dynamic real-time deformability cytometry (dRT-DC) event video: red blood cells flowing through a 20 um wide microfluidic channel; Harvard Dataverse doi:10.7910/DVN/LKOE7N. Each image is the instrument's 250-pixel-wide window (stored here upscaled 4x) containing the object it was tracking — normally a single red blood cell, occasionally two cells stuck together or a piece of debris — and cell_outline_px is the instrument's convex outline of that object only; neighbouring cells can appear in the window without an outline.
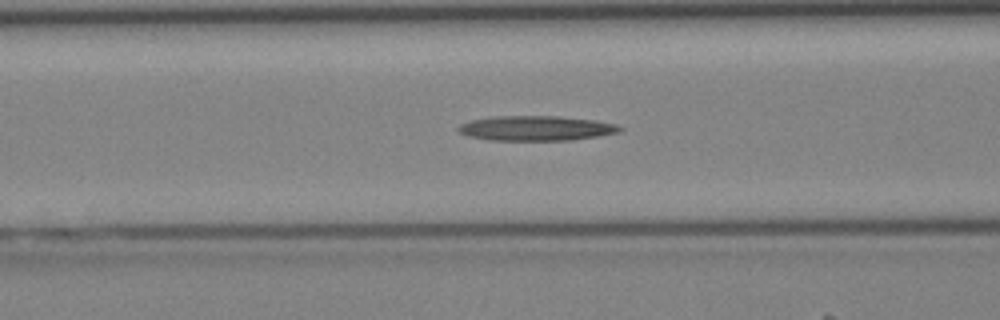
{"species": "Egyptian fruit bat (a non-hibernating species)", "species_latin": "Rousettus aegyptiacus", "temperature_condition": "cold", "stored_images_in_passage": 40, "camera_frame_rate_fps": 3000, "um_per_image_px": 0.085, "animal": {"sex": "female"}, "frame": {"image": 1, "passage_image": 16, "time_ms": 5.0, "image_size_px": [1000, 320], "cell_outline_px": [[624, 128], [620, 132], [596, 136], [568, 140], [488, 140], [468, 136], [460, 132], [456, 128], [460, 124], [472, 120], [492, 116], [556, 116], [596, 120], [616, 124]], "centroid_in_image_um": [45.56, 10.89], "position_along_channel_um": 121.0, "area_um2": 23.35}}
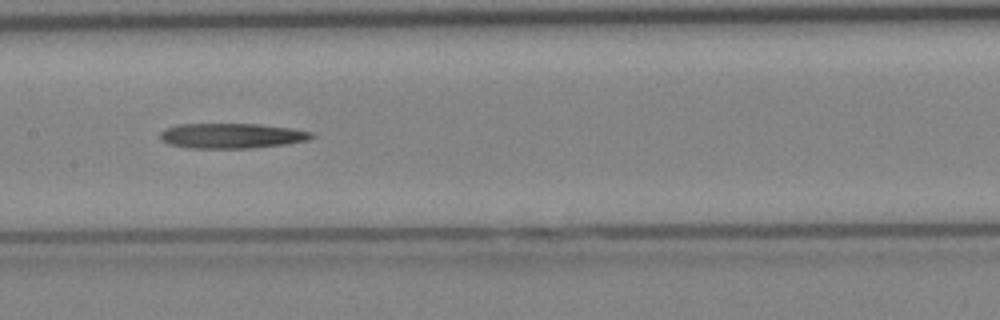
{"frame": {"image": 2, "passage_image": 20, "time_ms": 6.333, "image_size_px": [1000, 320], "cell_outline_px": [[316, 136], [308, 140], [284, 144], [252, 148], [188, 148], [168, 144], [160, 140], [160, 132], [168, 128], [180, 124], [256, 124], [292, 128], [312, 132]], "centroid_in_image_um": [19.69, 11.54], "position_along_channel_um": 187.7, "area_um2": 22.14}}
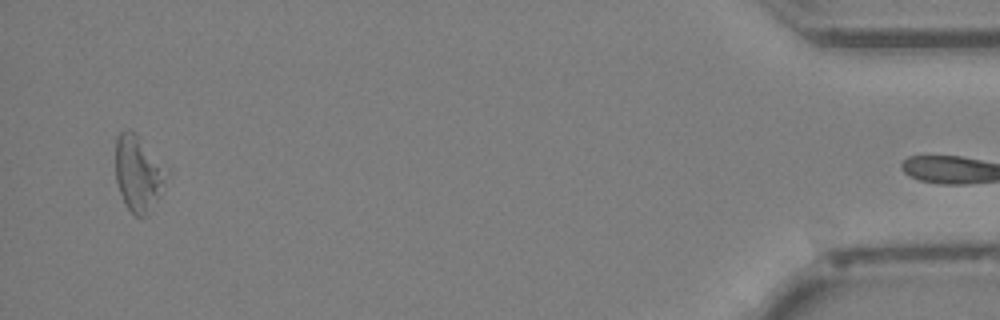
{"frame": {"image": 3, "passage_image": 39, "time_ms": 12.667, "image_size_px": [1000, 320], "cell_outline_px": [[168, 172], [164, 180], [144, 216], [136, 216], [128, 208], [120, 192], [116, 180], [116, 136], [124, 128], [128, 128], [136, 132], [168, 168]], "centroid_in_image_um": [11.71, 14.59], "position_along_channel_um": 423.5, "area_um2": 21.85}}